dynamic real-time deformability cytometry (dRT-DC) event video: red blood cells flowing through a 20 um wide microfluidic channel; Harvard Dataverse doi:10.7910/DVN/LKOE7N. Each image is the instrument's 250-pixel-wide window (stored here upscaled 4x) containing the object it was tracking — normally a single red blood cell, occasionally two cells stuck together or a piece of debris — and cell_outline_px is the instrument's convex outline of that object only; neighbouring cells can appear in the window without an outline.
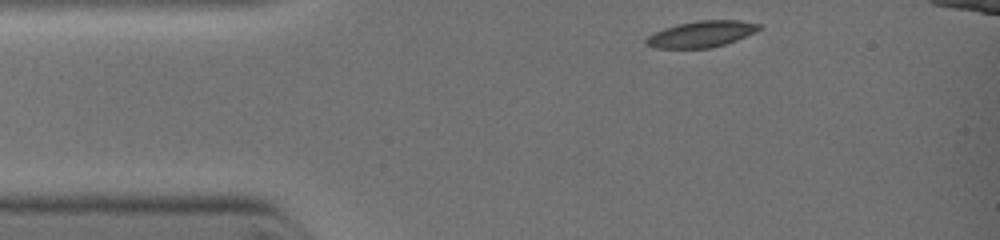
{"species": "common noctule bat (a hibernating species)", "species_latin": "Nyctalus noctula", "temperature_condition": "warm", "stored_images_in_passage": 18, "camera_frame_rate_fps": 3000, "um_per_image_px": 0.085, "animal": {"sex": "female", "body_mass_g": 19.0, "forearm_length_mm": 51.5}, "frame": {"image": 1, "passage_image": 1, "time_ms": 0.0, "image_size_px": [1000, 240], "cell_outline_px": [[760, 28], [736, 40], [712, 48], [660, 48], [648, 44], [644, 40], [648, 36], [664, 28], [680, 24], [700, 20], [740, 20], [760, 24]], "centroid_in_image_um": [59.62, 2.89], "position_along_channel_um": 25.4, "area_um2": 16.82}}
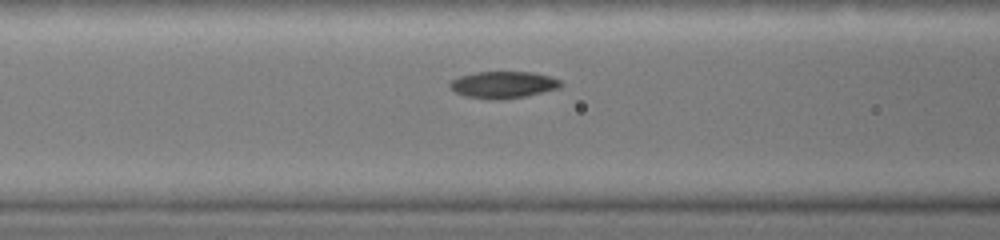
{"frame": {"image": 2, "passage_image": 12, "time_ms": 2.667, "image_size_px": [1000, 240], "cell_outline_px": [[560, 88], [524, 96], [468, 96], [456, 92], [448, 84], [452, 80], [460, 76], [476, 72], [532, 72], [552, 76], [560, 80]], "centroid_in_image_um": [42.83, 7.13], "position_along_channel_um": 123.8, "area_um2": 16.24}}
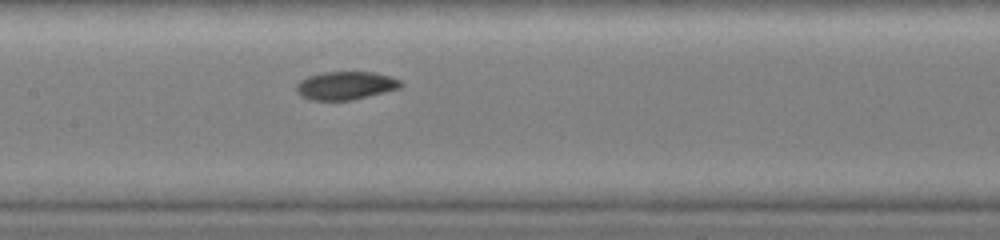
{"frame": {"image": 3, "passage_image": 16, "time_ms": 3.667, "image_size_px": [1000, 240], "cell_outline_px": [[400, 88], [352, 100], [308, 100], [300, 96], [296, 92], [296, 84], [300, 80], [308, 76], [324, 72], [372, 72], [388, 76], [400, 80]], "centroid_in_image_um": [29.3, 7.28], "position_along_channel_um": 178.1, "area_um2": 17.05}}